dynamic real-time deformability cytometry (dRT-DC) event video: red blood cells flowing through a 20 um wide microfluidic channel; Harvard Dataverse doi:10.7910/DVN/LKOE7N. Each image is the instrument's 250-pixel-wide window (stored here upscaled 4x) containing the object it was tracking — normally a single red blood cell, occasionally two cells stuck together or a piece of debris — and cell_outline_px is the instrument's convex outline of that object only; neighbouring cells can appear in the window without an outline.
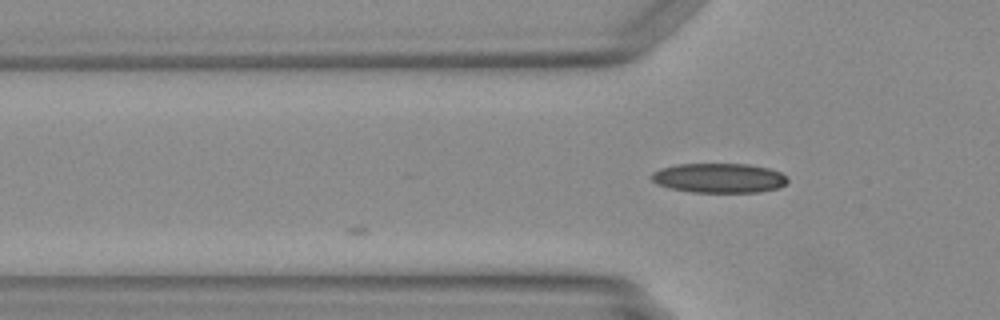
{"species": "Egyptian fruit bat (a non-hibernating species)", "species_latin": "Rousettus aegyptiacus", "temperature_condition": "warm", "stored_images_in_passage": 16, "camera_frame_rate_fps": 3000, "um_per_image_px": 0.085, "animal": {"sex": "female"}, "frame": {"image": 1, "passage_image": 16, "time_ms": 5.0, "image_size_px": [1000, 320], "cell_outline_px": [[788, 180], [784, 184], [776, 188], [760, 192], [692, 192], [672, 188], [656, 184], [652, 180], [652, 172], [660, 168], [680, 164], [748, 164], [768, 168], [780, 172]], "centroid_in_image_um": [61.1, 15.13], "position_along_channel_um": 64.7, "area_um2": 23.24}}